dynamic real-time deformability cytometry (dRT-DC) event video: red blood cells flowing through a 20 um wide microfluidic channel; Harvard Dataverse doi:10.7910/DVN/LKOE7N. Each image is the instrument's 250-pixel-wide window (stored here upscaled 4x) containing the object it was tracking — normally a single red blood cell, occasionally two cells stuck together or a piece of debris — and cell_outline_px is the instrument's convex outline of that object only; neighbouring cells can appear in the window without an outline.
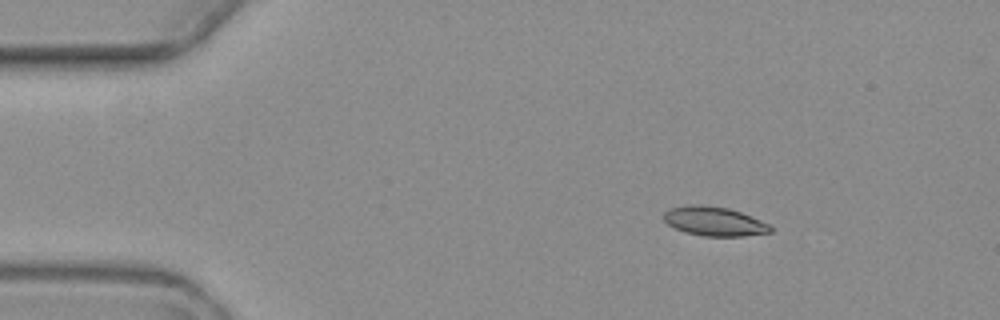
{"species": "common noctule bat (a hibernating species)", "species_latin": "Nyctalus noctula", "temperature_condition": "warm", "stored_images_in_passage": 4, "camera_frame_rate_fps": 3000, "um_per_image_px": 0.085, "animal": {"sex": "female", "body_mass_g": 19.3, "forearm_length_mm": 54.1}, "frame": {"image": 1, "passage_image": 2, "time_ms": 1.0, "image_size_px": [1000, 320], "cell_outline_px": [[772, 232], [744, 236], [704, 236], [684, 232], [668, 224], [664, 220], [664, 212], [668, 208], [688, 204], [704, 204], [728, 208], [740, 212], [760, 220], [768, 224], [772, 228]], "centroid_in_image_um": [60.68, 18.8], "position_along_channel_um": 24.3, "area_um2": 18.21}}
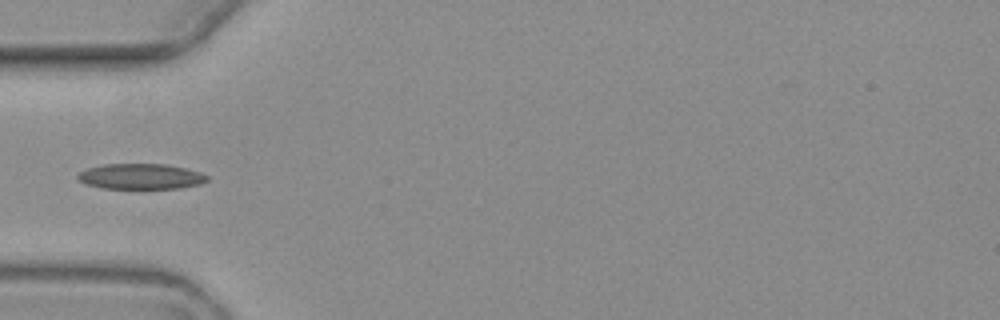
{"frame": {"image": 2, "passage_image": 4, "time_ms": 4.333, "image_size_px": [1000, 320], "cell_outline_px": [[208, 180], [200, 184], [180, 188], [100, 188], [84, 184], [76, 176], [80, 172], [88, 168], [104, 164], [164, 164], [184, 168], [200, 172], [208, 176]], "centroid_in_image_um": [11.95, 15.0], "position_along_channel_um": 73.0, "area_um2": 19.13}}